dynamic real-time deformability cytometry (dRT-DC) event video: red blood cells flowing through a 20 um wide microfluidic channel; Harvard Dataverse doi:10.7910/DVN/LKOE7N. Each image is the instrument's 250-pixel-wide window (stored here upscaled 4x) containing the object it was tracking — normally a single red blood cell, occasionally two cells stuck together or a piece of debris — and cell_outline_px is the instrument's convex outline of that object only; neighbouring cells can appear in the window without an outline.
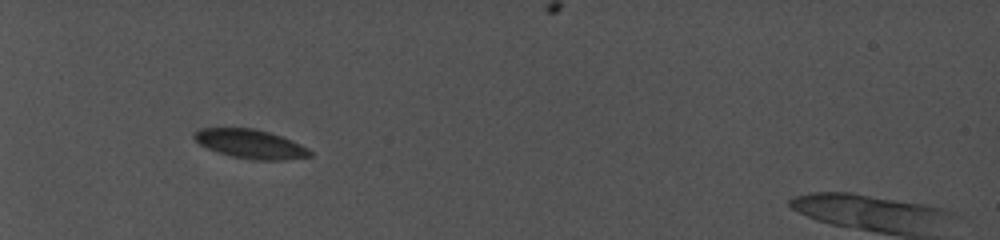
{"species": "common noctule bat (a hibernating species)", "species_latin": "Nyctalus noctula", "temperature_condition": "cold", "stored_images_in_passage": 46, "camera_frame_rate_fps": 5000, "um_per_image_px": 0.085, "animal": {"sex": "female", "body_mass_g": 19.0, "forearm_length_mm": 56.7}, "frame": {"image": 1, "passage_image": 1, "time_ms": 0.0, "image_size_px": [1000, 240], "cell_outline_px": [[312, 156], [284, 160], [252, 160], [232, 156], [216, 152], [200, 144], [192, 136], [192, 132], [200, 128], [252, 128], [268, 132], [280, 136], [300, 144], [308, 148], [312, 152]], "centroid_in_image_um": [21.26, 12.24], "position_along_channel_um": 63.7, "area_um2": 19.54}}
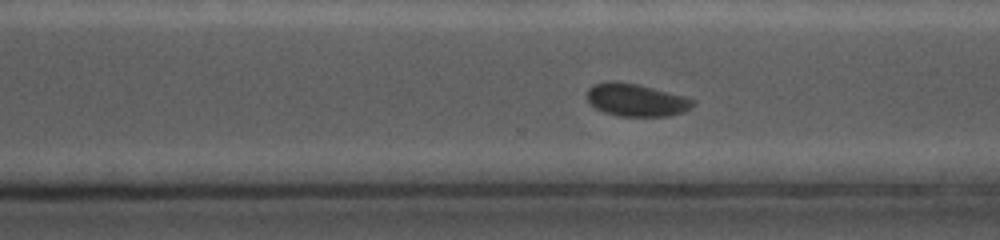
{"frame": {"image": 2, "passage_image": 32, "time_ms": 7.6, "image_size_px": [1000, 240], "cell_outline_px": [[696, 104], [692, 108], [684, 112], [668, 116], [620, 116], [604, 112], [596, 108], [588, 100], [588, 88], [592, 84], [612, 80], [616, 80], [636, 84], [684, 96], [696, 100]], "centroid_in_image_um": [54.1, 8.5], "position_along_channel_um": 316.5, "area_um2": 20.17}}
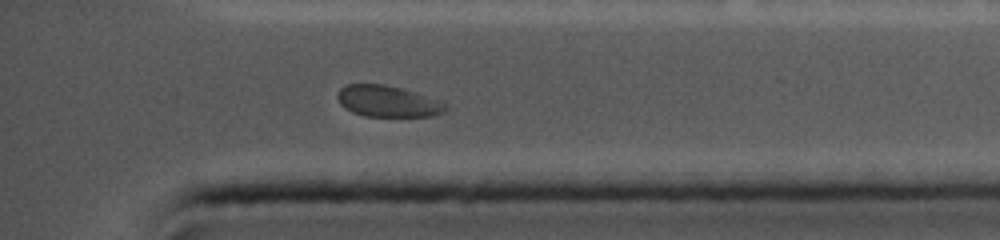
{"frame": {"image": 3, "passage_image": 43, "time_ms": 9.8, "image_size_px": [1000, 240], "cell_outline_px": [[448, 108], [444, 112], [432, 116], [364, 116], [352, 112], [344, 108], [340, 104], [336, 96], [340, 88], [348, 84], [384, 84], [400, 88], [436, 100], [444, 104]], "centroid_in_image_um": [32.88, 8.62], "position_along_channel_um": 402.3, "area_um2": 19.42}, "authors_computed_cell_mechanics": {"area_um2": 20.3745, "velocity_mm_per_s": 3.8274, "shape_relaxation_time_tau1_ms": 2.0899, "shape_relaxation_time_tau2_ms": null, "deformation_change_tau1": 0.0499, "deformation_change_tau2": null}}